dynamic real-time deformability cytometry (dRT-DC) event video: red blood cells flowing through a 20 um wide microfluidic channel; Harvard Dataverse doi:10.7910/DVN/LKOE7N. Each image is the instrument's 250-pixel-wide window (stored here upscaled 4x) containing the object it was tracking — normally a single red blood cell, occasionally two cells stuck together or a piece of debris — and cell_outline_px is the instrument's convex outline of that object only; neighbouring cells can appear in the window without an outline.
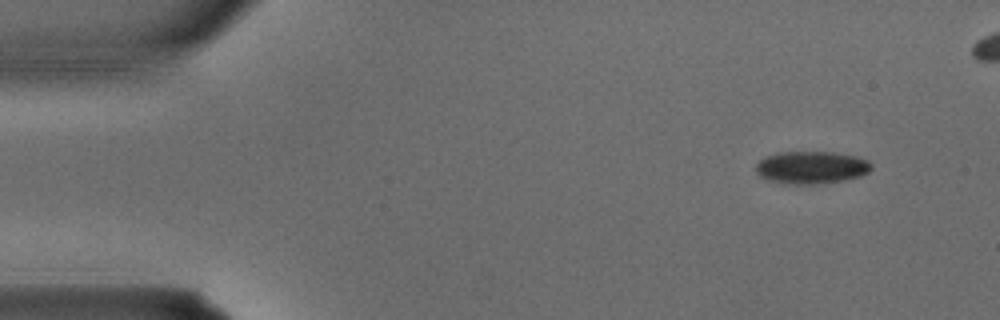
{"species": "common noctule bat (a hibernating species)", "species_latin": "Nyctalus noctula", "temperature_condition": "warm", "stored_images_in_passage": 4, "segment_of_instrument_passage": [2, 2], "camera_frame_rate_fps": 3000, "um_per_image_px": 0.085, "animal": {"sex": "male", "body_mass_g": 15.6}, "frame": {"image": 1, "passage_image": 4, "time_ms": 1.0, "image_size_px": [1000, 320], "cell_outline_px": [[872, 168], [868, 172], [860, 176], [844, 180], [812, 184], [796, 184], [768, 180], [760, 176], [756, 172], [756, 164], [764, 156], [776, 152], [832, 152], [856, 156], [868, 160], [872, 164]], "centroid_in_image_um": [68.96, 14.22], "position_along_channel_um": 16.0, "area_um2": 21.85}}